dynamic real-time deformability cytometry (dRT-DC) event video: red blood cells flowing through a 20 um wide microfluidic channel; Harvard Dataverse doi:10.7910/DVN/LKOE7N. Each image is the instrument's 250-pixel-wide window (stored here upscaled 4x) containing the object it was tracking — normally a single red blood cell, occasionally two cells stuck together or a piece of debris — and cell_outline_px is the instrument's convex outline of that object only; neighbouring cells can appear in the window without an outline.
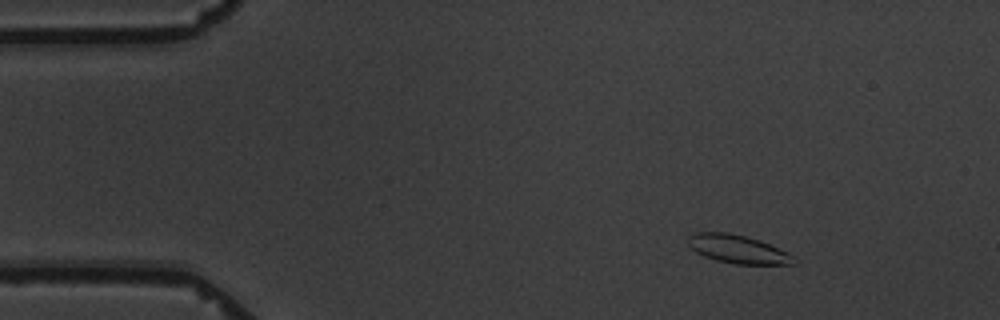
{"species": "common noctule bat (a hibernating species)", "species_latin": "Nyctalus noctula", "temperature_condition": "warm", "stored_images_in_passage": 5, "camera_frame_rate_fps": 3000, "um_per_image_px": 0.085, "animal": {"sex": "male", "body_mass_g": 19.5, "forearm_length_mm": 54.6}, "frame": {"image": 1, "passage_image": 2, "time_ms": 1.333, "image_size_px": [1000, 320], "cell_outline_px": [[796, 264], [736, 264], [716, 260], [704, 256], [688, 248], [688, 236], [692, 232], [728, 232], [760, 240], [792, 256]], "centroid_in_image_um": [62.61, 21.17], "position_along_channel_um": 22.4, "area_um2": 17.28}}